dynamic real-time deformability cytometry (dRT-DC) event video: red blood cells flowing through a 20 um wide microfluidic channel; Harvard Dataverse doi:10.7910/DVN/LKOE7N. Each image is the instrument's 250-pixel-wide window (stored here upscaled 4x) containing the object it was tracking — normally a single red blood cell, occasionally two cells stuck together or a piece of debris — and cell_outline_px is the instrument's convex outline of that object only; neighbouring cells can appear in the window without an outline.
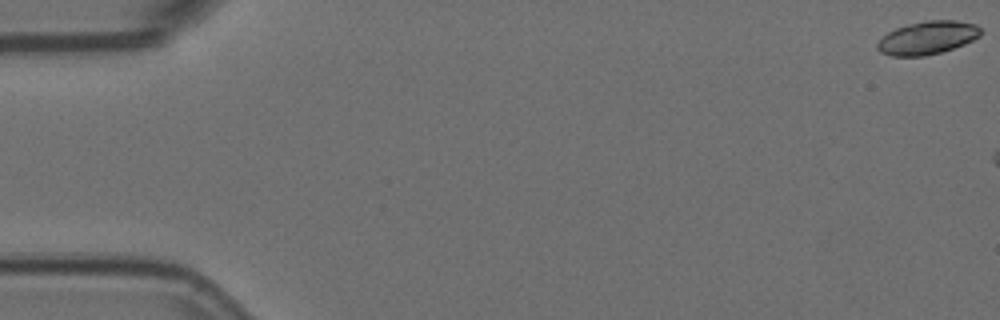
{"species": "Egyptian fruit bat (a non-hibernating species)", "species_latin": "Rousettus aegyptiacus", "temperature_condition": "room temperature", "stored_images_in_passage": 8, "camera_frame_rate_fps": 3000, "um_per_image_px": 0.085, "animal": {"sex": "female"}, "frame": {"image": 1, "passage_image": 1, "time_ms": 0.0, "image_size_px": [1000, 320], "cell_outline_px": [[980, 36], [964, 44], [940, 52], [924, 56], [892, 56], [880, 52], [876, 48], [876, 44], [888, 32], [896, 28], [908, 24], [928, 20], [956, 20], [976, 24], [980, 28]], "centroid_in_image_um": [78.82, 3.21], "position_along_channel_um": 6.2, "area_um2": 19.83}}